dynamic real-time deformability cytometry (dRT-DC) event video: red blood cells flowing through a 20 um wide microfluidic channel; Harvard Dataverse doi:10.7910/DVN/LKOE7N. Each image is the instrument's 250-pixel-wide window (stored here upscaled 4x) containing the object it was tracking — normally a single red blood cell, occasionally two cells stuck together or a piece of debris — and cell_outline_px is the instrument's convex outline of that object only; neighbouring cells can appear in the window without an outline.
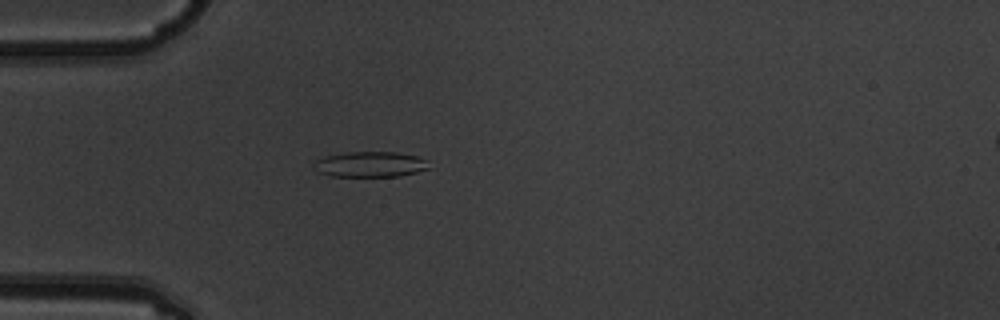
{"species": "common noctule bat (a hibernating species)", "species_latin": "Nyctalus noctula", "temperature_condition": "warm", "stored_images_in_passage": 5, "camera_frame_rate_fps": 3000, "um_per_image_px": 0.085, "animal": {"sex": "male", "body_mass_g": 19.5, "forearm_length_mm": 54.6}, "frame": {"image": 1, "passage_image": 5, "time_ms": 1.333, "image_size_px": [1000, 320], "cell_outline_px": [[428, 168], [416, 172], [400, 176], [332, 176], [316, 172], [312, 168], [312, 160], [324, 156], [344, 152], [396, 152], [416, 156], [428, 160]], "centroid_in_image_um": [31.37, 13.96], "position_along_channel_um": 53.6, "area_um2": 17.34}}